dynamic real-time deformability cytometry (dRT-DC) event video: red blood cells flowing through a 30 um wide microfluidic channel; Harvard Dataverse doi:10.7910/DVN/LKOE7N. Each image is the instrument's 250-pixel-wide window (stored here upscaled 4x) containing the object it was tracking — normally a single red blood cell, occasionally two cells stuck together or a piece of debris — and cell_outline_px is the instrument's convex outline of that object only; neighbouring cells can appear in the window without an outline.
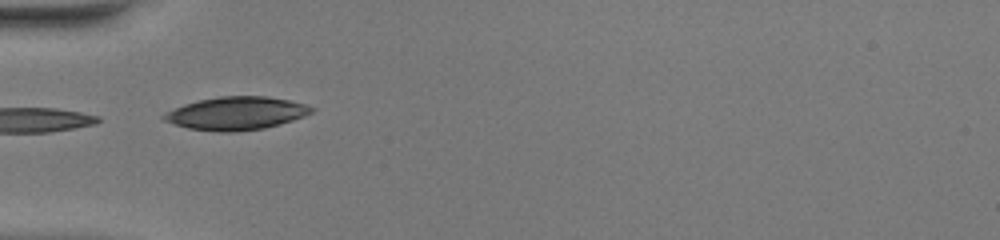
{"species": "common noctule bat (a hibernating species)", "species_latin": "Nyctalus noctula", "temperature_condition": "warm", "stored_images_in_passage": 22, "camera_frame_rate_fps": 3000, "um_per_image_px": 0.085, "animal": {"sex": "female", "body_mass_g": 20.0, "forearm_length_mm": 54.0}, "frame": {"image": 1, "passage_image": 1, "time_ms": 0.0, "image_size_px": [1000, 240], "cell_outline_px": [[316, 108], [312, 112], [304, 116], [280, 124], [264, 128], [236, 132], [220, 132], [188, 128], [160, 120], [160, 116], [164, 112], [184, 104], [200, 100], [220, 96], [264, 96], [288, 100], [304, 104]], "centroid_in_image_um": [20.03, 9.64], "position_along_channel_um": 65.0, "area_um2": 28.5}}